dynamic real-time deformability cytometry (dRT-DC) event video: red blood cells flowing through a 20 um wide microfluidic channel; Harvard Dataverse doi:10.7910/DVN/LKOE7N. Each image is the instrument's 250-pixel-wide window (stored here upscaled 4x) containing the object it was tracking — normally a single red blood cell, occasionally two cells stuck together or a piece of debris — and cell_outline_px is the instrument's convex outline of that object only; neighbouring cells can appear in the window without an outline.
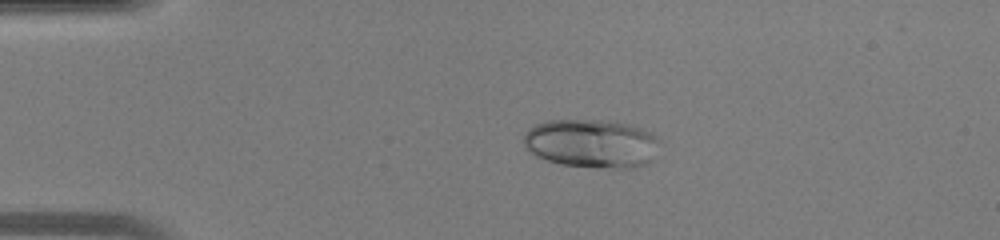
{"species": "human", "species_latin": "Homo sapiens", "temperature_condition": "warm", "stored_images_in_passage": 3, "camera_frame_rate_fps": 3000, "um_per_image_px": 0.085, "donor": {"sex": "male"}, "frame": {"image": 1, "passage_image": 1, "time_ms": 0.0, "image_size_px": [1000, 240], "cell_outline_px": [[608, 164], [568, 164], [552, 160], [536, 152], [532, 148], [528, 140], [528, 136], [536, 128], [548, 124], [588, 124], [608, 128]], "centroid_in_image_um": [48.59, 12.18], "position_along_channel_um": 36.4, "area_um2": 20.06}}